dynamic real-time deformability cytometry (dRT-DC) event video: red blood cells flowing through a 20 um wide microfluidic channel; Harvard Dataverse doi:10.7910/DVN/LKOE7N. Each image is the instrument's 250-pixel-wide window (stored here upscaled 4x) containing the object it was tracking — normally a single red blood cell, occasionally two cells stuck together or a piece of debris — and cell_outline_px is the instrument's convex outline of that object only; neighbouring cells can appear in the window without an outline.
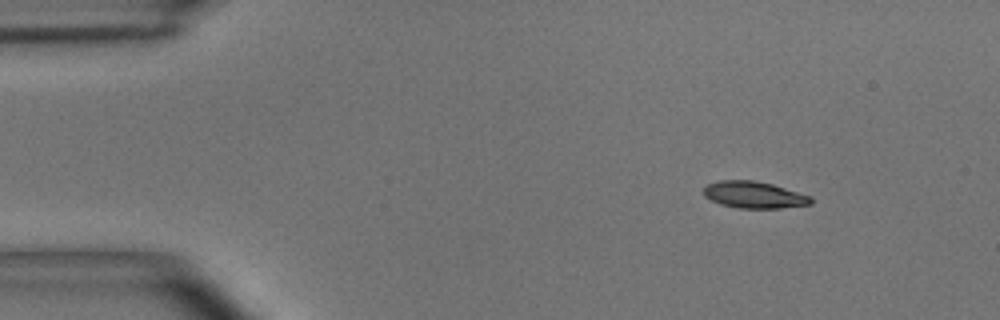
{"species": "common noctule bat (a hibernating species)", "species_latin": "Nyctalus noctula", "temperature_condition": "room temperature", "stored_images_in_passage": 13, "camera_frame_rate_fps": 3000, "um_per_image_px": 0.085, "animal": {"sex": "male", "body_mass_g": 15.6}, "frame": {"image": 1, "passage_image": 1, "time_ms": 0.0, "image_size_px": [1000, 320], "cell_outline_px": [[812, 204], [780, 208], [740, 208], [720, 204], [704, 196], [704, 184], [720, 180], [752, 180], [772, 184], [812, 196]], "centroid_in_image_um": [64.09, 16.55], "position_along_channel_um": 20.9, "area_um2": 16.76}}
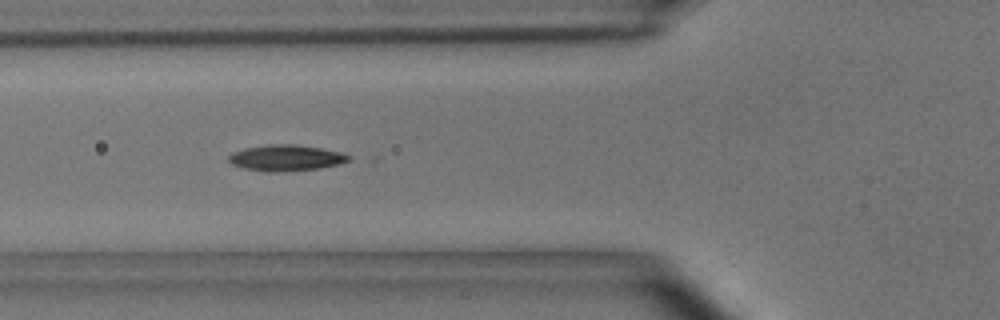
{"frame": {"image": 2, "passage_image": 4, "time_ms": 1.0, "image_size_px": [1000, 320], "cell_outline_px": [[352, 160], [340, 164], [320, 168], [276, 172], [268, 172], [244, 168], [232, 164], [228, 160], [228, 156], [232, 152], [244, 148], [268, 144], [296, 144], [344, 152], [352, 156]], "centroid_in_image_um": [24.35, 13.41], "position_along_channel_um": 101.4, "area_um2": 18.44}}
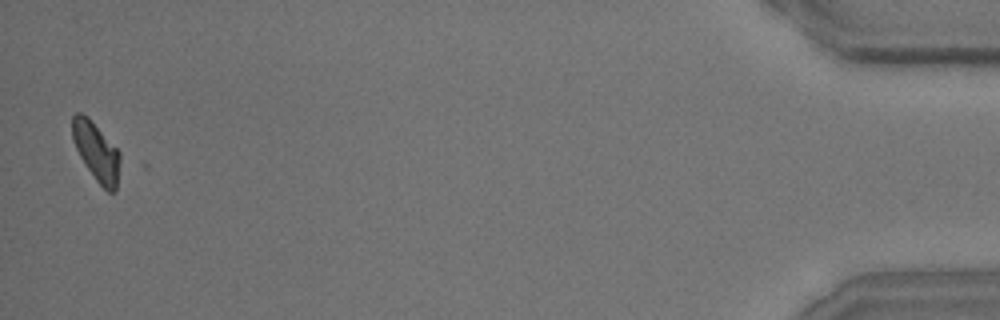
{"frame": {"image": 3, "passage_image": 13, "time_ms": 4.0, "image_size_px": [1000, 320], "cell_outline_px": [[120, 160], [116, 192], [108, 192], [96, 180], [80, 156], [72, 140], [72, 116], [76, 112], [80, 112], [88, 116], [120, 152]], "centroid_in_image_um": [8.18, 12.86], "position_along_channel_um": 427.0, "area_um2": 16.18}}